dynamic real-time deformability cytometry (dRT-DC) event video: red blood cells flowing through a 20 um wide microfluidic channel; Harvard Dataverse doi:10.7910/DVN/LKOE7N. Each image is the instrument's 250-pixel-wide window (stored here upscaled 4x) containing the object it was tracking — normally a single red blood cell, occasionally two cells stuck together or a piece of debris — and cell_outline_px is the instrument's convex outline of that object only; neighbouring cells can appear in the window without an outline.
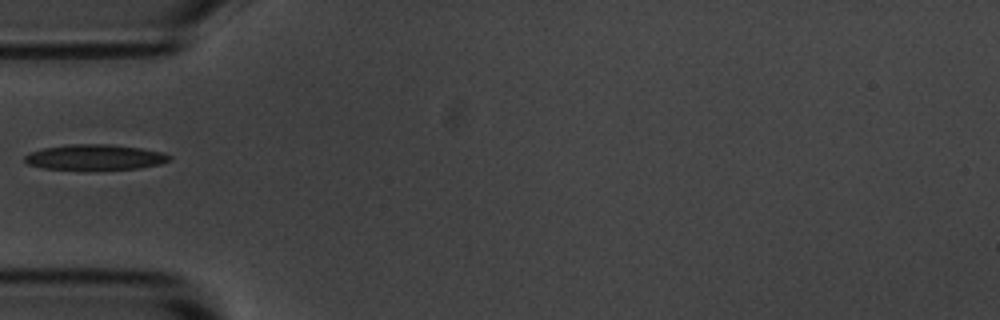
{"species": "common noctule bat (a hibernating species)", "species_latin": "Nyctalus noctula", "temperature_condition": "room temperature", "stored_images_in_passage": 1, "camera_frame_rate_fps": 3000, "um_per_image_px": 0.085, "animal": {"sex": "male", "body_mass_g": 20.1, "forearm_length_mm": 53.5}, "frame": {"image": 1, "passage_image": 1, "time_ms": 0.0, "image_size_px": [1000, 320], "cell_outline_px": [[172, 160], [160, 164], [136, 168], [44, 168], [28, 164], [24, 160], [24, 156], [32, 152], [44, 148], [72, 144], [108, 144], [140, 148], [164, 152], [172, 156]], "centroid_in_image_um": [8.13, 13.34], "position_along_channel_um": 76.9, "area_um2": 20.81}}